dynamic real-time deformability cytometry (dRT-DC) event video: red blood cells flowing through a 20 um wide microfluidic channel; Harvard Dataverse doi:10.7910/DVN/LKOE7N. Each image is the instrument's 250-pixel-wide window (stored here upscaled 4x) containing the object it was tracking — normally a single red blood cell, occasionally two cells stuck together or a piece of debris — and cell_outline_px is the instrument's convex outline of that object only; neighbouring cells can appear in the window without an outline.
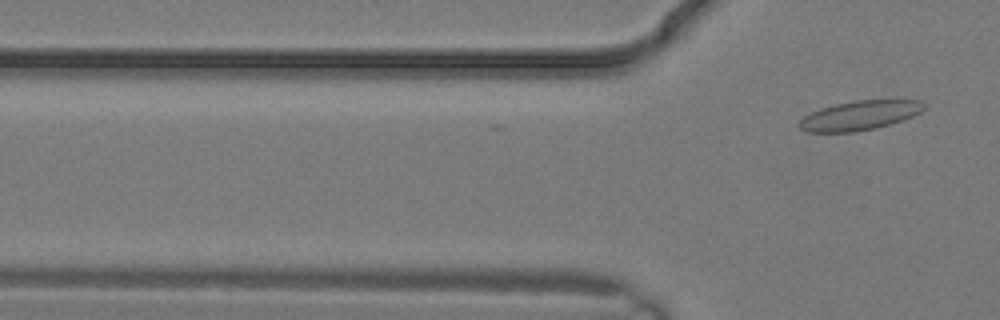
{"species": "common noctule bat (a hibernating species)", "species_latin": "Nyctalus noctula", "temperature_condition": "warm", "stored_images_in_passage": 2, "camera_frame_rate_fps": 3000, "um_per_image_px": 0.085, "animal": {"sex": "male", "body_mass_g": 19.2, "forearm_length_mm": 51.8}, "frame": {"image": 1, "passage_image": 2, "time_ms": 0.333, "image_size_px": [1000, 320], "cell_outline_px": [[924, 108], [920, 112], [912, 116], [876, 128], [856, 132], [808, 132], [800, 128], [796, 124], [804, 116], [820, 108], [836, 104], [856, 100], [920, 100], [924, 104]], "centroid_in_image_um": [73.02, 9.81], "position_along_channel_um": 52.8, "area_um2": 21.15}}